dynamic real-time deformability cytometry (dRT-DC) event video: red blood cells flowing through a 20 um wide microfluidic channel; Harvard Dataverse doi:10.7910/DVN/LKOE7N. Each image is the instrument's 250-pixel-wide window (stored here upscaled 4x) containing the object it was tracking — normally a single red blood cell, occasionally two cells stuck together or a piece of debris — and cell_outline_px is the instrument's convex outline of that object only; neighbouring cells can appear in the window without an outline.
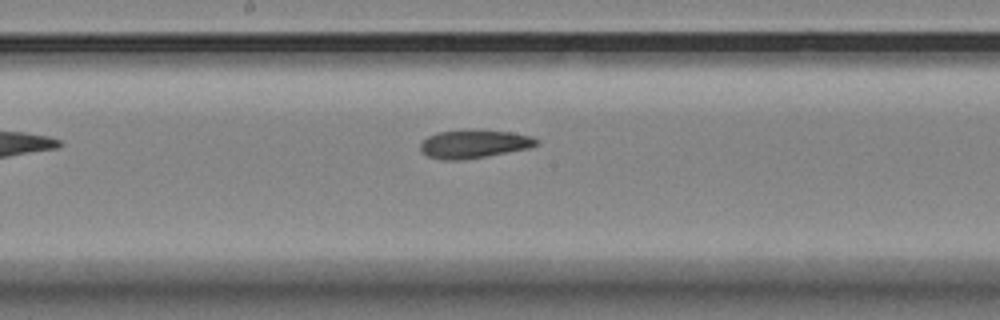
{"species": "Egyptian fruit bat (a non-hibernating species)", "species_latin": "Rousettus aegyptiacus", "temperature_condition": "room temperature", "stored_images_in_passage": 11, "segment_of_instrument_passage": [1, 2], "camera_frame_rate_fps": 3000, "um_per_image_px": 0.085, "animal": {"sex": "female"}, "frame": {"image": 1, "passage_image": 10, "time_ms": 11.333, "image_size_px": [1000, 320], "cell_outline_px": [[540, 144], [532, 148], [488, 156], [464, 160], [444, 160], [428, 156], [420, 148], [420, 144], [428, 136], [436, 132], [464, 128], [512, 132], [532, 136], [540, 140]], "centroid_in_image_um": [40.35, 12.21], "position_along_channel_um": 207.9, "area_um2": 19.77}}